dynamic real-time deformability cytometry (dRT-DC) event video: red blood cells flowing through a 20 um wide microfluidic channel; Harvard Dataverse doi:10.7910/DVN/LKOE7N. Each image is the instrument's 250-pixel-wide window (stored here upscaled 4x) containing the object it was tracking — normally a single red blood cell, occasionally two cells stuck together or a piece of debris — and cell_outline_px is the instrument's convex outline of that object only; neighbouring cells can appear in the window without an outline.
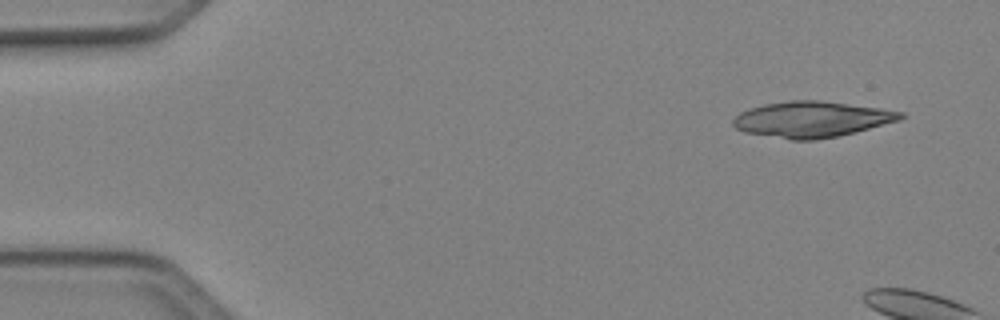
{"species": "Egyptian fruit bat (a non-hibernating species)", "species_latin": "Rousettus aegyptiacus", "temperature_condition": "cold", "stored_images_in_passage": 6, "camera_frame_rate_fps": 3000, "um_per_image_px": 0.085, "animal": {"sex": "female"}, "frame": {"image": 1, "passage_image": 2, "time_ms": 0.333, "image_size_px": [1000, 320], "cell_outline_px": [[904, 116], [900, 120], [856, 132], [836, 136], [812, 140], [792, 140], [744, 132], [736, 128], [732, 124], [732, 120], [740, 112], [764, 104], [788, 100], [820, 100], [880, 108], [904, 112]], "centroid_in_image_um": [69.0, 10.14], "position_along_channel_um": 16.0, "area_um2": 34.91}}